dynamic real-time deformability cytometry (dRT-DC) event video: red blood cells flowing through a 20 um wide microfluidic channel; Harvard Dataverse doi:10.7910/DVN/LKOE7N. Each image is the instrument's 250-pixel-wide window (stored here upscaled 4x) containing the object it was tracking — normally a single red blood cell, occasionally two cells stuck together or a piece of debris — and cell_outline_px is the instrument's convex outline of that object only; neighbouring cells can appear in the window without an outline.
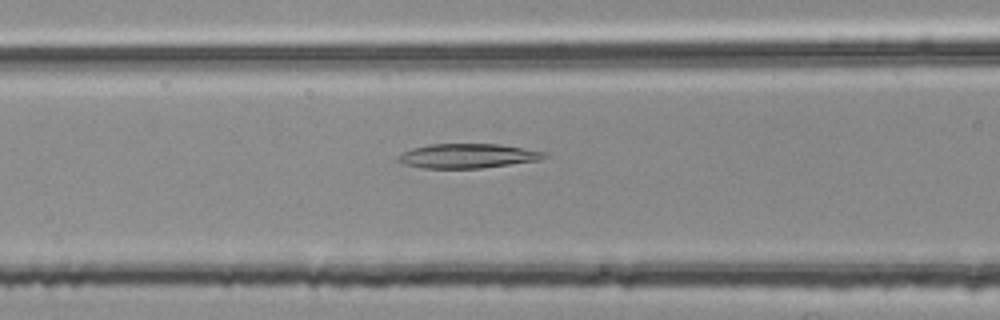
{"species": "common noctule bat (a hibernating species)", "species_latin": "Nyctalus noctula", "temperature_condition": "room temperature", "stored_images_in_passage": 38, "camera_frame_rate_fps": 3000, "um_per_image_px": 0.085, "animal": {"sex": "female", "body_mass_g": 25.1}, "frame": {"image": 1, "passage_image": 6, "time_ms": 1.667, "image_size_px": [1000, 320], "cell_outline_px": [[548, 156], [540, 160], [480, 168], [420, 168], [404, 164], [396, 160], [396, 156], [412, 148], [428, 144], [496, 144], [548, 152]], "centroid_in_image_um": [39.72, 13.25], "position_along_channel_um": 126.9, "area_um2": 20.81}}
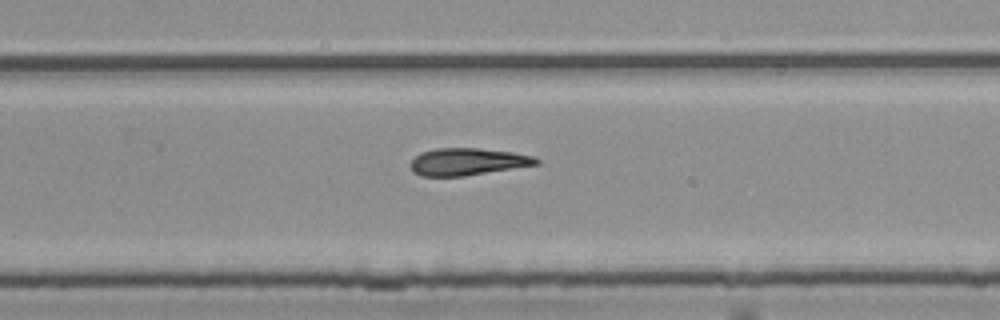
{"frame": {"image": 2, "passage_image": 19, "time_ms": 6.0, "image_size_px": [1000, 320], "cell_outline_px": [[540, 164], [464, 176], [420, 176], [412, 172], [412, 160], [420, 152], [436, 148], [480, 148], [512, 152], [532, 156], [540, 160]], "centroid_in_image_um": [39.74, 13.74], "position_along_channel_um": 290.1, "area_um2": 19.88}}
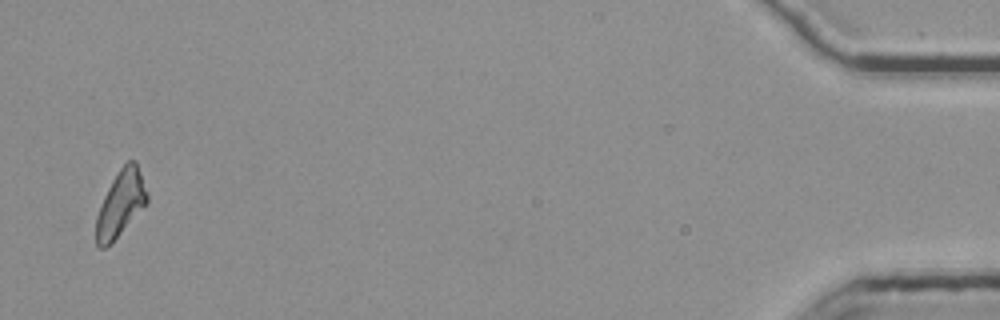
{"frame": {"image": 3, "passage_image": 37, "time_ms": 12.0, "image_size_px": [1000, 320], "cell_outline_px": [[148, 200], [120, 232], [104, 248], [100, 248], [96, 244], [96, 216], [100, 204], [112, 180], [120, 168], [128, 160], [136, 160], [148, 192]], "centroid_in_image_um": [10.24, 17.24], "position_along_channel_um": 425.0, "area_um2": 18.96}}